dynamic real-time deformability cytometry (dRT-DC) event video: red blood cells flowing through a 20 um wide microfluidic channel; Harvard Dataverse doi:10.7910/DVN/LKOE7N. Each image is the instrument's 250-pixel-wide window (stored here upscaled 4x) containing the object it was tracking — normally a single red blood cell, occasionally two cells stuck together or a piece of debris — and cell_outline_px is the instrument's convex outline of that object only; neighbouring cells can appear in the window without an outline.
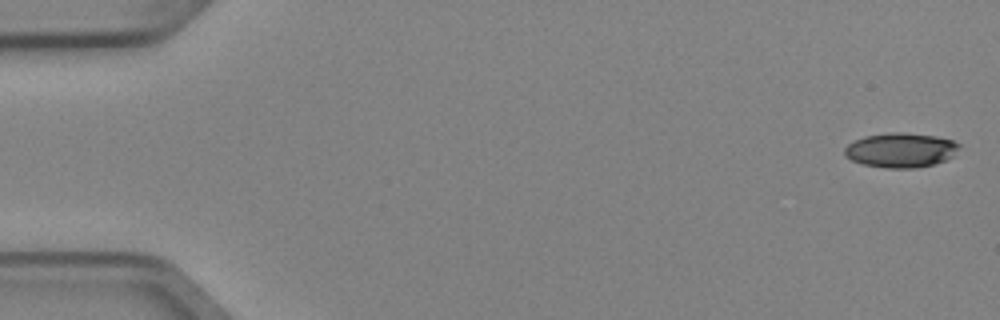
{"species": "Egyptian fruit bat (a non-hibernating species)", "species_latin": "Rousettus aegyptiacus", "temperature_condition": "cold", "stored_images_in_passage": 5, "camera_frame_rate_fps": 3000, "um_per_image_px": 0.085, "animal": {"sex": "female"}, "frame": {"image": 1, "passage_image": 1, "time_ms": 0.0, "image_size_px": [1000, 320], "cell_outline_px": [[960, 148], [952, 156], [944, 160], [932, 164], [916, 168], [888, 168], [864, 164], [852, 160], [844, 156], [844, 148], [848, 144], [864, 136], [888, 132], [904, 132], [936, 136], [952, 140], [960, 144]], "centroid_in_image_um": [76.55, 12.75], "position_along_channel_um": 8.4, "area_um2": 23.06}}
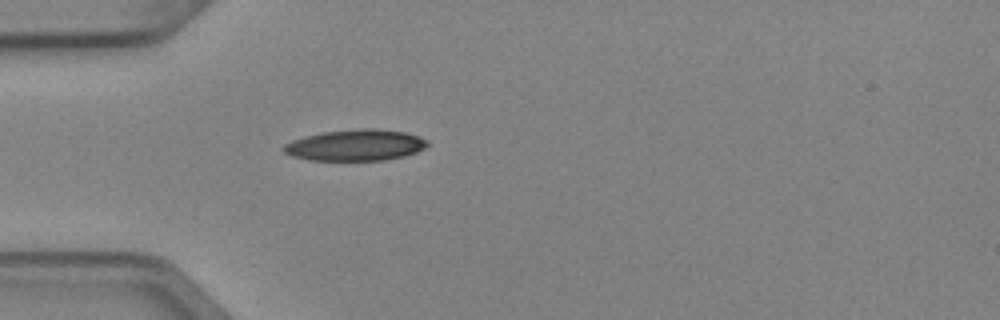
{"frame": {"image": 2, "passage_image": 5, "time_ms": 1.333, "image_size_px": [1000, 320], "cell_outline_px": [[428, 144], [424, 148], [416, 152], [404, 156], [384, 160], [308, 160], [292, 156], [284, 152], [280, 148], [284, 144], [292, 140], [304, 136], [320, 132], [364, 128], [372, 128], [404, 132], [420, 136], [428, 140]], "centroid_in_image_um": [30.19, 12.33], "position_along_channel_um": 54.8, "area_um2": 26.3}}